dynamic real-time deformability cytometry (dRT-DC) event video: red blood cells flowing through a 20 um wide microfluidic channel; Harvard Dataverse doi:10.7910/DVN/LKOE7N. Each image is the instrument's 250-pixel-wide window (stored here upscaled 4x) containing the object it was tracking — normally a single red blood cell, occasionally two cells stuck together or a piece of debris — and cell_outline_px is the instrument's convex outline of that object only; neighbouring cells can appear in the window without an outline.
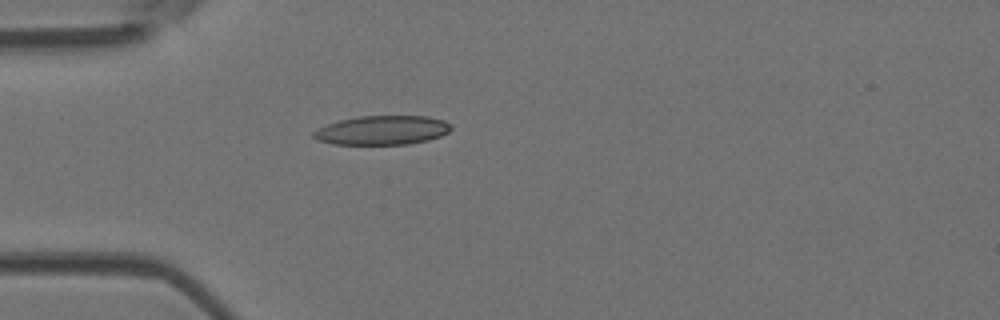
{"species": "Egyptian fruit bat (a non-hibernating species)", "species_latin": "Rousettus aegyptiacus", "temperature_condition": "room temperature", "stored_images_in_passage": 40, "camera_frame_rate_fps": 3000, "um_per_image_px": 0.085, "animal": {"sex": "female"}, "frame": {"image": 1, "passage_image": 1, "time_ms": 0.0, "image_size_px": [1000, 320], "cell_outline_px": [[452, 128], [448, 132], [440, 136], [428, 140], [408, 144], [332, 144], [316, 140], [312, 136], [312, 132], [316, 128], [340, 120], [360, 116], [428, 116], [444, 120], [452, 124]], "centroid_in_image_um": [32.48, 11.07], "position_along_channel_um": 52.5, "area_um2": 23.47}}
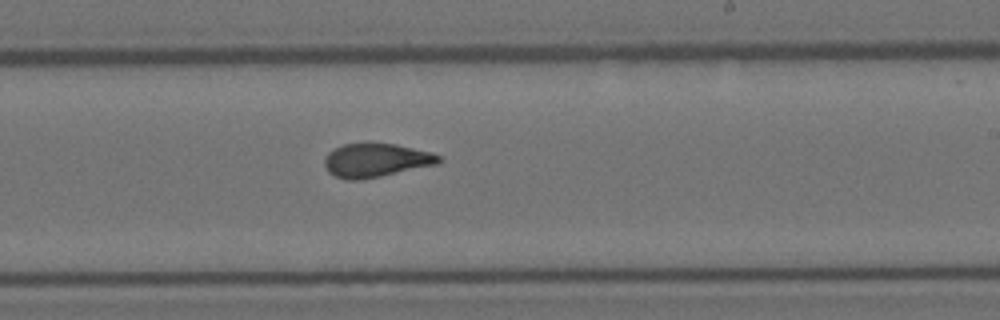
{"frame": {"image": 2, "passage_image": 18, "time_ms": 5.667, "image_size_px": [1000, 320], "cell_outline_px": [[444, 160], [436, 164], [380, 176], [360, 180], [344, 180], [328, 172], [324, 164], [324, 160], [328, 152], [344, 144], [396, 144], [432, 152], [440, 156]], "centroid_in_image_um": [31.95, 13.63], "position_along_channel_um": 257.0, "area_um2": 22.2}}
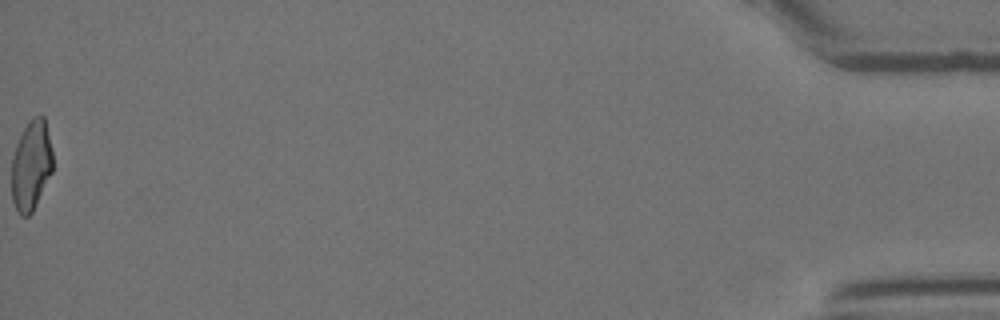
{"frame": {"image": 3, "passage_image": 40, "time_ms": 13.0, "image_size_px": [1000, 320], "cell_outline_px": [[52, 172], [32, 212], [28, 216], [20, 216], [12, 200], [12, 156], [16, 144], [28, 120], [36, 116], [44, 116], [52, 148]], "centroid_in_image_um": [2.65, 14.05], "position_along_channel_um": 432.6, "area_um2": 21.5}, "authors_computed_cell_mechanics": {"area_um2": 22.3108, "velocity_mm_per_s": 3.7639, "shape_relaxation_time_tau1_ms": 10.5425, "shape_relaxation_time_tau2_ms": 1.6216, "deformation_change_tau1": 0.2649, "deformation_change_tau2": 0.0877}}